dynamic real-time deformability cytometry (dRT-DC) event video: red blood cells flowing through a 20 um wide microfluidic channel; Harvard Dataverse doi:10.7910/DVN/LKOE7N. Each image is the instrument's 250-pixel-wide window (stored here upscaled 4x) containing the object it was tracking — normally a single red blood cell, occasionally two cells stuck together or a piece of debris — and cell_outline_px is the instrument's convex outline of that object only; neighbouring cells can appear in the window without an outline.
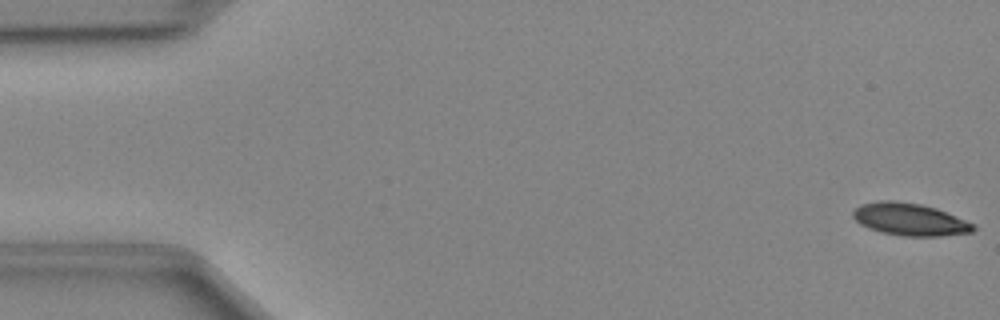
{"species": "Egyptian fruit bat (a non-hibernating species)", "species_latin": "Rousettus aegyptiacus", "temperature_condition": "cold", "stored_images_in_passage": 48, "camera_frame_rate_fps": 3000, "um_per_image_px": 0.085, "animal": {"sex": "female"}, "frame": {"image": 1, "passage_image": 1, "time_ms": 0.0, "image_size_px": [1000, 320], "cell_outline_px": [[976, 228], [972, 232], [940, 236], [900, 236], [880, 232], [868, 228], [860, 224], [852, 216], [852, 212], [860, 204], [880, 200], [896, 200], [920, 204], [936, 208], [976, 224]], "centroid_in_image_um": [77.32, 18.65], "position_along_channel_um": 7.7, "area_um2": 22.89}}
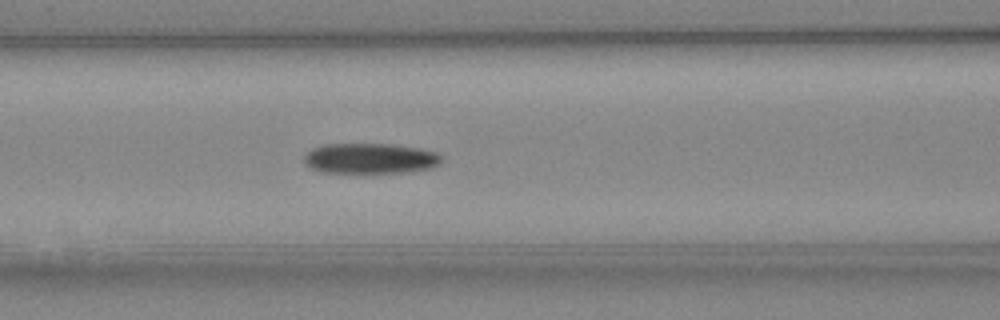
{"frame": {"image": 2, "passage_image": 20, "time_ms": 6.333, "image_size_px": [1000, 320], "cell_outline_px": [[444, 156], [440, 164], [432, 168], [408, 172], [320, 172], [304, 164], [304, 156], [312, 148], [324, 144], [396, 144], [420, 148], [436, 152]], "centroid_in_image_um": [31.51, 13.46], "position_along_channel_um": 135.1, "area_um2": 24.57}}
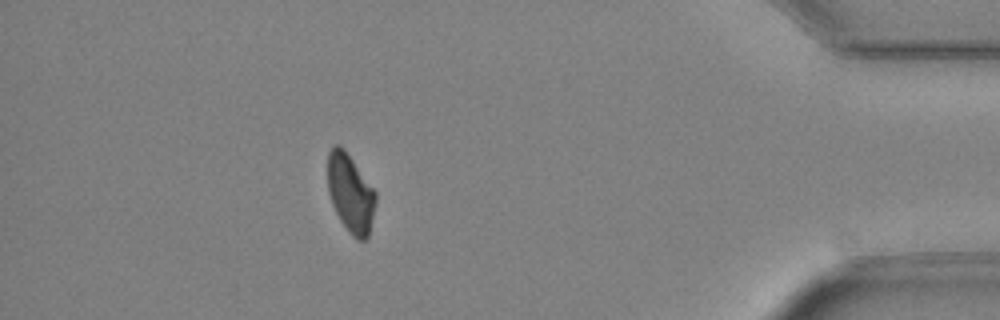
{"frame": {"image": 3, "passage_image": 43, "time_ms": 14.0, "image_size_px": [1000, 320], "cell_outline_px": [[376, 200], [368, 236], [364, 240], [356, 240], [348, 232], [340, 220], [332, 204], [328, 192], [328, 152], [336, 144], [344, 148], [376, 192]], "centroid_in_image_um": [29.78, 16.44], "position_along_channel_um": 405.4, "area_um2": 21.73}}